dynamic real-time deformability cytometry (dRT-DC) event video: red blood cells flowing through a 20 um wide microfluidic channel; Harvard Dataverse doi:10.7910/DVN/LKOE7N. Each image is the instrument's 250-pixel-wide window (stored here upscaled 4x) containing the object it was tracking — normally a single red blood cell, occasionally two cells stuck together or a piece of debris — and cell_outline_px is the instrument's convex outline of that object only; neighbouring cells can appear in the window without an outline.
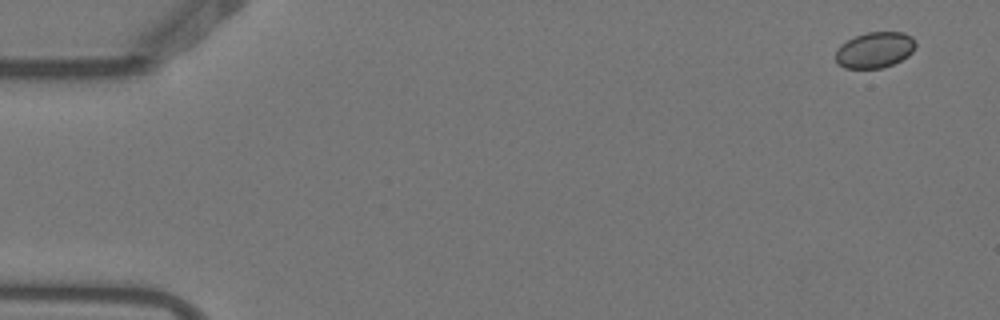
{"species": "Egyptian fruit bat (a non-hibernating species)", "species_latin": "Rousettus aegyptiacus", "temperature_condition": "warm", "stored_images_in_passage": 5, "camera_frame_rate_fps": 3000, "um_per_image_px": 0.085, "animal": {"sex": "female"}, "frame": {"image": 1, "passage_image": 1, "time_ms": 0.0, "image_size_px": [1000, 320], "cell_outline_px": [[916, 44], [912, 52], [908, 56], [892, 64], [880, 68], [844, 68], [836, 64], [836, 48], [840, 44], [856, 36], [868, 32], [904, 32], [912, 36]], "centroid_in_image_um": [74.34, 4.24], "position_along_channel_um": 10.7, "area_um2": 16.76}}
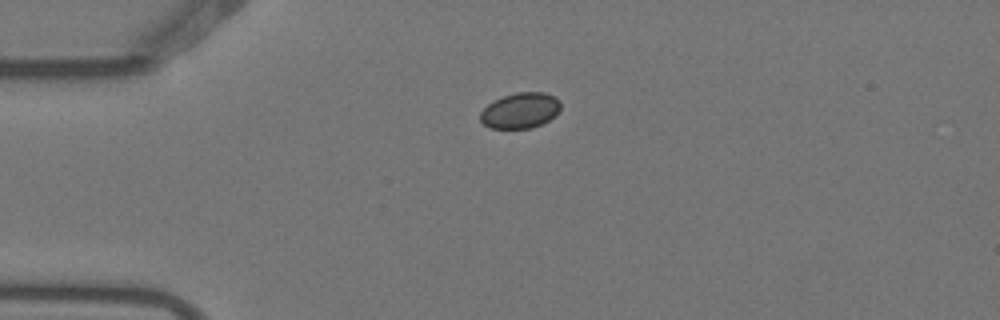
{"frame": {"image": 2, "passage_image": 4, "time_ms": 1.0, "image_size_px": [1000, 320], "cell_outline_px": [[560, 108], [556, 116], [532, 128], [492, 128], [484, 124], [480, 120], [480, 112], [488, 104], [504, 96], [516, 92], [544, 92], [556, 96], [560, 100]], "centroid_in_image_um": [44.25, 9.38], "position_along_channel_um": 40.7, "area_um2": 16.65}}